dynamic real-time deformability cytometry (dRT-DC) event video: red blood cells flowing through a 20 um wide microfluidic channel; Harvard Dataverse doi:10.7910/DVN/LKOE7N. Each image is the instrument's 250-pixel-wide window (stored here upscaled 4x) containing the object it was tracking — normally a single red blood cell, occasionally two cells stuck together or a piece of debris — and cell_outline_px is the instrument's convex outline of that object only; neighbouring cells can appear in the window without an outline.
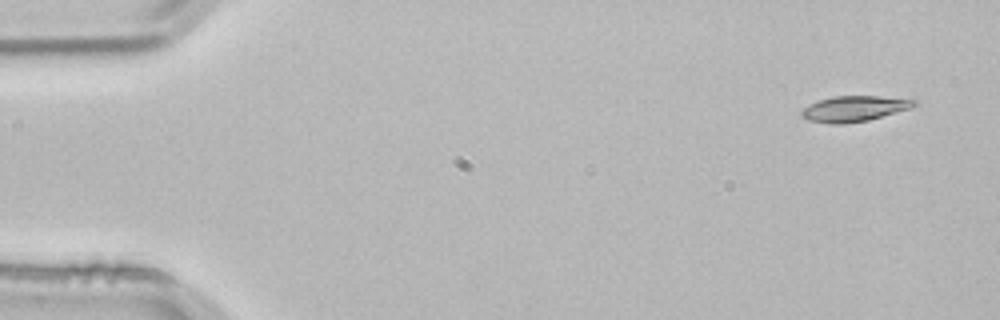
{"species": "common noctule bat (a hibernating species)", "species_latin": "Nyctalus noctula", "temperature_condition": "room temperature", "stored_images_in_passage": 4, "segment_of_instrument_passage": [1, 2], "camera_frame_rate_fps": 3000, "um_per_image_px": 0.085, "animal": {"sex": "male", "body_mass_g": 21.5, "forearm_length_mm": 52.0}, "frame": {"image": 1, "passage_image": 1, "time_ms": 0.0, "image_size_px": [1000, 320], "cell_outline_px": [[920, 104], [912, 108], [868, 120], [844, 124], [832, 124], [808, 120], [800, 116], [800, 112], [804, 108], [820, 100], [832, 96], [880, 96], [916, 100]], "centroid_in_image_um": [72.64, 9.24], "position_along_channel_um": 12.4, "area_um2": 16.82}}